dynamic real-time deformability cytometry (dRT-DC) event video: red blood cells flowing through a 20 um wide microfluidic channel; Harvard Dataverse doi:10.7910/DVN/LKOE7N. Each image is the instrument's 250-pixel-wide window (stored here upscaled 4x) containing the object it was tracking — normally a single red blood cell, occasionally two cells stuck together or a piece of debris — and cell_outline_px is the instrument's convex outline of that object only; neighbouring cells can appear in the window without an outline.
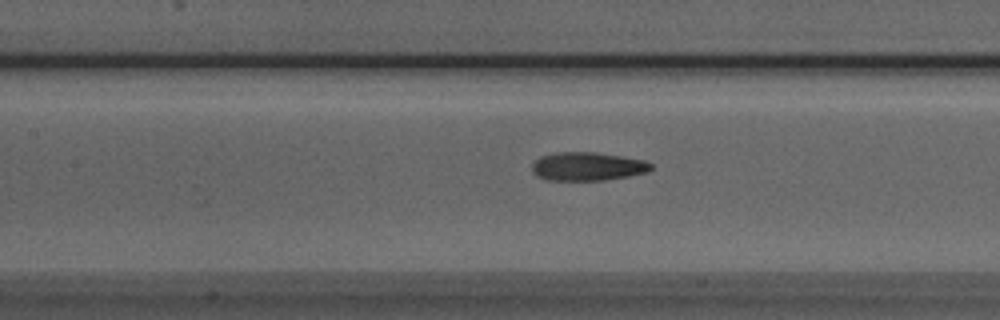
{"species": "Egyptian fruit bat (a non-hibernating species)", "species_latin": "Rousettus aegyptiacus", "temperature_condition": "room temperature", "stored_images_in_passage": 52, "camera_frame_rate_fps": 3000, "um_per_image_px": 0.085, "animal": {"sex": "male"}, "frame": {"image": 1, "passage_image": 23, "time_ms": 7.333, "image_size_px": [1000, 320], "cell_outline_px": [[652, 168], [648, 172], [628, 176], [604, 180], [544, 180], [536, 176], [532, 172], [532, 164], [540, 156], [556, 152], [592, 152], [620, 156], [644, 160], [652, 164]], "centroid_in_image_um": [49.9, 14.15], "position_along_channel_um": 157.5, "area_um2": 19.77}}
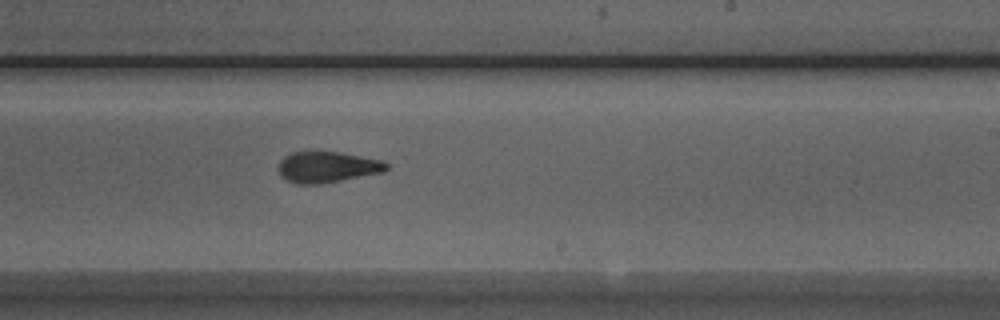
{"frame": {"image": 2, "passage_image": 31, "time_ms": 10.0, "image_size_px": [1000, 320], "cell_outline_px": [[388, 168], [384, 172], [320, 184], [296, 184], [280, 176], [280, 160], [284, 156], [292, 152], [340, 152], [380, 160], [388, 164]], "centroid_in_image_um": [27.82, 14.2], "position_along_channel_um": 261.2, "area_um2": 19.31}}
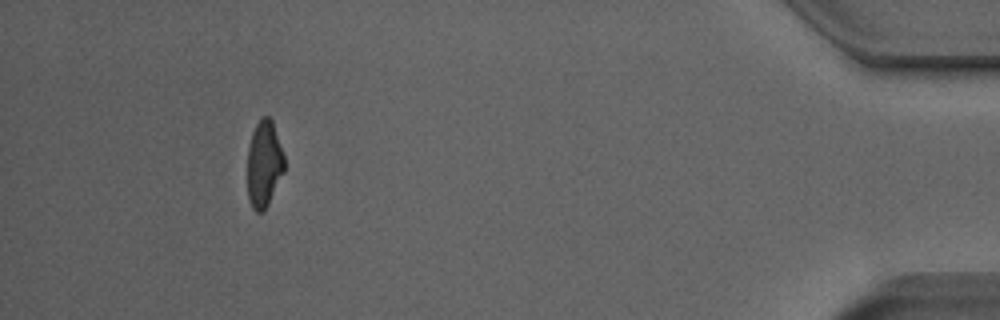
{"frame": {"image": 3, "passage_image": 48, "time_ms": 15.667, "image_size_px": [1000, 320], "cell_outline_px": [[284, 172], [264, 212], [256, 212], [252, 208], [248, 200], [248, 148], [252, 132], [256, 124], [264, 116], [268, 116], [272, 120], [284, 156]], "centroid_in_image_um": [22.44, 13.96], "position_along_channel_um": 412.8, "area_um2": 18.55}, "authors_computed_cell_mechanics": {"area_um2": 19.6231, "velocity_mm_per_s": 3.9059, "shape_relaxation_time_tau1_ms": 4.4422, "shape_relaxation_time_tau2_ms": 2.5342, "deformation_change_tau1": 0.1786, "deformation_change_tau2": 0.123}}